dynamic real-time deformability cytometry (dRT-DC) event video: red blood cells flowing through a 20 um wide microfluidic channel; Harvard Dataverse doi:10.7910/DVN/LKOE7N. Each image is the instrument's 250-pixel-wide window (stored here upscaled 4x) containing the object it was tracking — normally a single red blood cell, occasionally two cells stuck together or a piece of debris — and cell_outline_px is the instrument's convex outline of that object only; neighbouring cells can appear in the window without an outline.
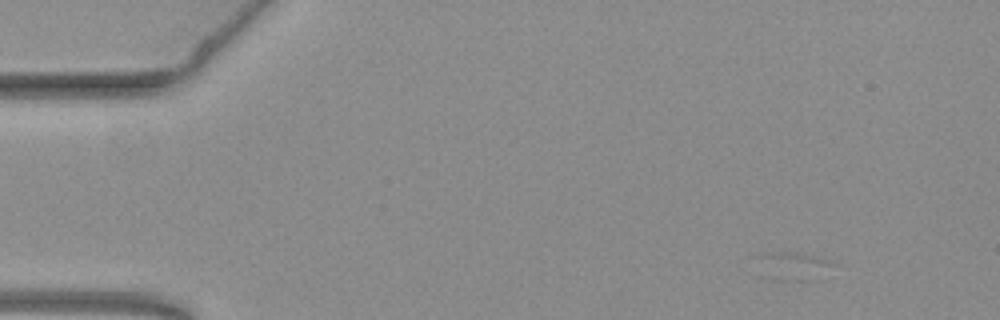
{"species": "common noctule bat (a hibernating species)", "species_latin": "Nyctalus noctula", "temperature_condition": "warm", "stored_images_in_passage": 2, "camera_frame_rate_fps": 3000, "um_per_image_px": 0.085, "animal": {"sex": "female", "body_mass_g": 19.3, "forearm_length_mm": 54.1}, "frame": {"image": 1, "passage_image": 1, "time_ms": 0.0, "image_size_px": [1000, 320], "cell_outline_px": [[840, 264], [820, 280], [776, 280], [756, 256], [760, 252], [796, 252], [828, 260]], "centroid_in_image_um": [67.65, 22.6], "position_along_channel_um": 17.4, "area_um2": 12.25}}